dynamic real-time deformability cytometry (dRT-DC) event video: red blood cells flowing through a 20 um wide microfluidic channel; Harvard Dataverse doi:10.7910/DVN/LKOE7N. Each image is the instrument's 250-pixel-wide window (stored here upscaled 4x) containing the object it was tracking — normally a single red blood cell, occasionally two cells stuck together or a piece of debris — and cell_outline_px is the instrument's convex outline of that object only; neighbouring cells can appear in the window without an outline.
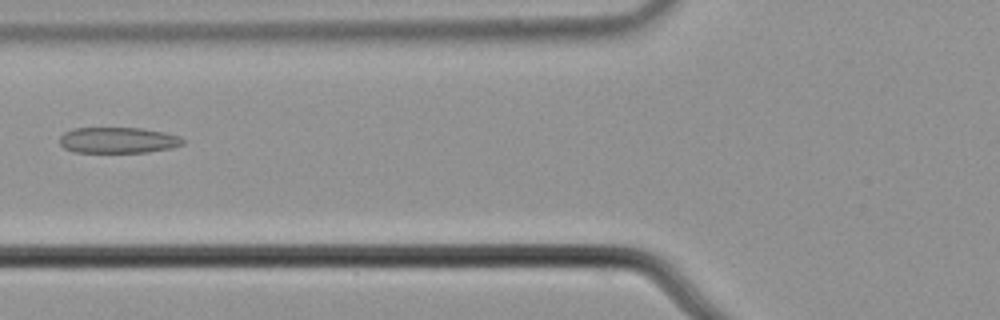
{"species": "common noctule bat (a hibernating species)", "species_latin": "Nyctalus noctula", "temperature_condition": "cold", "stored_images_in_passage": 7, "camera_frame_rate_fps": 3000, "um_per_image_px": 0.085, "animal": {"sex": "male", "body_mass_g": 21.5, "forearm_length_mm": 52.0}, "frame": {"image": 1, "passage_image": 6, "time_ms": 1.667, "image_size_px": [1000, 320], "cell_outline_px": [[184, 144], [172, 148], [148, 152], [72, 152], [64, 148], [60, 144], [60, 136], [64, 132], [72, 128], [140, 128], [164, 132], [180, 136], [184, 140]], "centroid_in_image_um": [10.03, 11.92], "position_along_channel_um": 115.8, "area_um2": 18.73}}
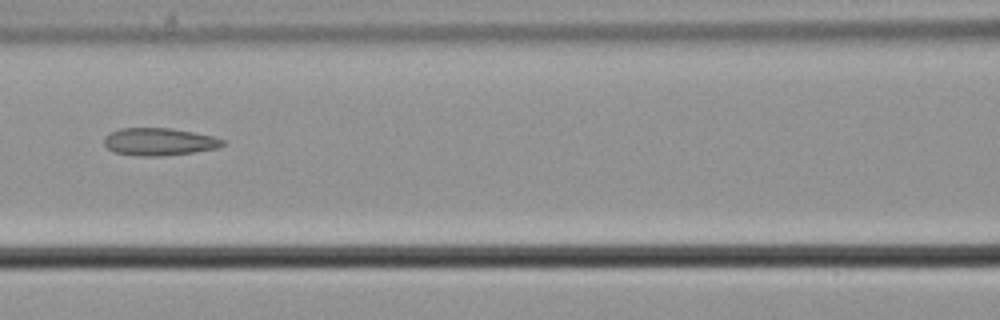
{"frame": {"image": 2, "passage_image": 7, "time_ms": 2.0, "image_size_px": [1000, 320], "cell_outline_px": [[224, 144], [216, 148], [192, 152], [160, 156], [136, 156], [116, 152], [108, 148], [104, 144], [104, 136], [120, 128], [172, 128], [212, 136], [224, 140]], "centroid_in_image_um": [13.49, 12.04], "position_along_channel_um": 153.1, "area_um2": 18.79}}